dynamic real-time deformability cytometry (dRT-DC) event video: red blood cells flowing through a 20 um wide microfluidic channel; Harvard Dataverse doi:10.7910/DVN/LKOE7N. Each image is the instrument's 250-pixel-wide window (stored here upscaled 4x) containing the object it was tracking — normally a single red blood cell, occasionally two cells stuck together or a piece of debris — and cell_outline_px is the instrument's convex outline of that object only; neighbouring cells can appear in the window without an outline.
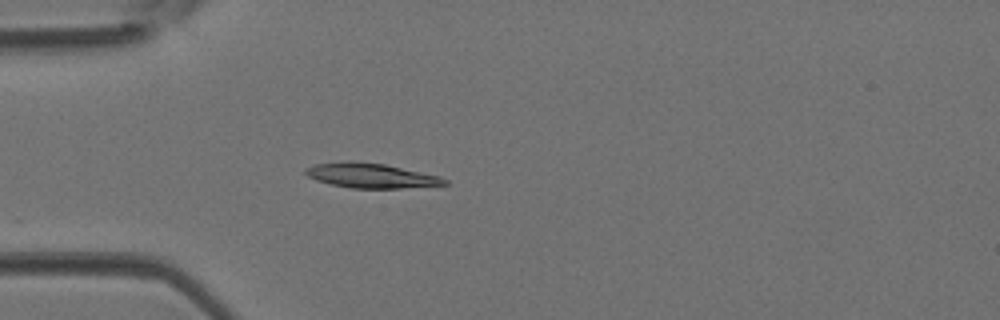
{"species": "Egyptian fruit bat (a non-hibernating species)", "species_latin": "Rousettus aegyptiacus", "temperature_condition": "room temperature", "stored_images_in_passage": 32, "camera_frame_rate_fps": 3000, "um_per_image_px": 0.085, "animal": {"sex": "female"}, "frame": {"image": 1, "passage_image": 1, "time_ms": 0.0, "image_size_px": [1000, 320], "cell_outline_px": [[448, 184], [400, 188], [352, 188], [332, 184], [316, 180], [308, 176], [304, 172], [304, 168], [316, 164], [348, 160], [352, 160], [384, 164], [440, 176], [448, 180]], "centroid_in_image_um": [31.51, 14.91], "position_along_channel_um": 53.5, "area_um2": 19.94}}
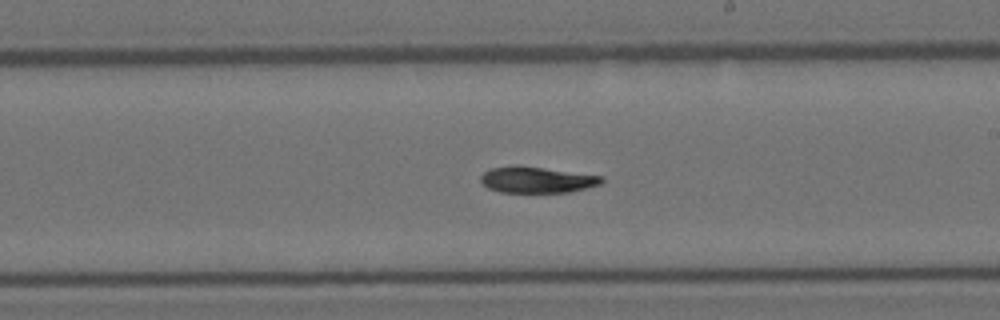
{"frame": {"image": 2, "passage_image": 14, "time_ms": 4.333, "image_size_px": [1000, 320], "cell_outline_px": [[604, 180], [600, 184], [568, 192], [500, 192], [488, 188], [480, 180], [480, 176], [484, 172], [492, 168], [516, 164], [604, 176]], "centroid_in_image_um": [45.61, 15.26], "position_along_channel_um": 243.4, "area_um2": 18.44}}
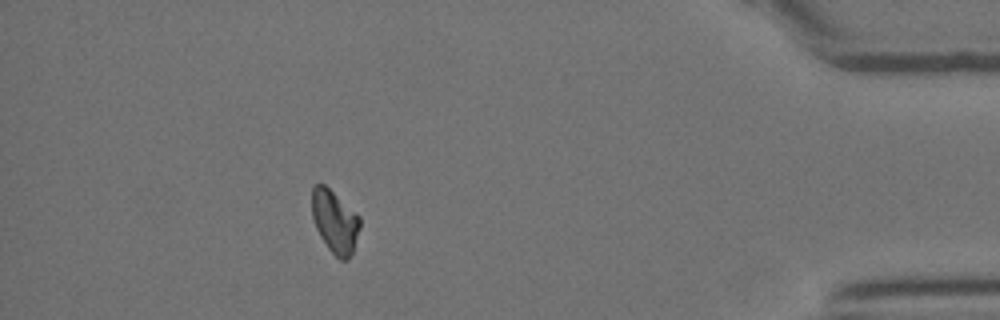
{"frame": {"image": 3, "passage_image": 28, "time_ms": 9.0, "image_size_px": [1000, 320], "cell_outline_px": [[360, 228], [352, 252], [348, 260], [340, 260], [328, 248], [320, 236], [316, 228], [312, 216], [312, 188], [316, 184], [324, 184], [356, 212], [360, 216]], "centroid_in_image_um": [28.46, 18.83], "position_along_channel_um": 406.7, "area_um2": 17.46}}